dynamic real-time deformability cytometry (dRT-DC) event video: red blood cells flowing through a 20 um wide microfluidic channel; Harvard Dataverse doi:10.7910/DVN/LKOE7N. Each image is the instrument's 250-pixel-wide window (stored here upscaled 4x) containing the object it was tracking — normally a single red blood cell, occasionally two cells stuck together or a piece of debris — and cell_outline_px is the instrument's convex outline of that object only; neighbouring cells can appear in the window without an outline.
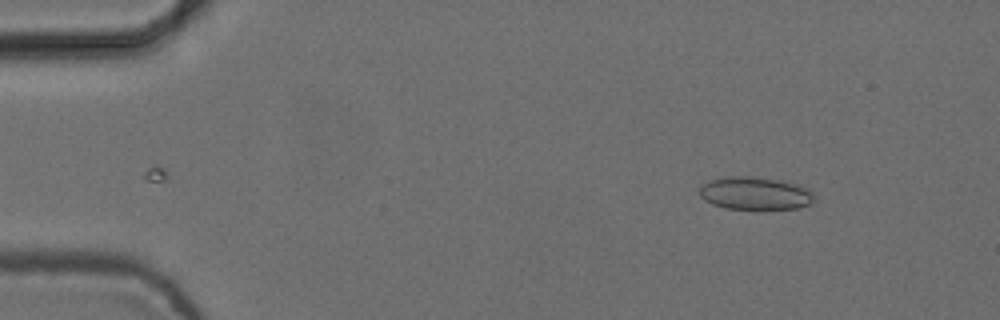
{"species": "common noctule bat (a hibernating species)", "species_latin": "Nyctalus noctula", "temperature_condition": "cold", "stored_images_in_passage": 5, "camera_frame_rate_fps": 3000, "um_per_image_px": 0.085, "animal": {"sex": "female", "body_mass_g": 24.6, "forearm_length_mm": 56.2}, "frame": {"image": 1, "passage_image": 5, "time_ms": 1.333, "image_size_px": [1000, 320], "cell_outline_px": [[816, 196], [808, 204], [796, 208], [724, 208], [712, 204], [704, 200], [700, 196], [700, 184], [724, 176], [748, 176], [784, 180], [800, 184], [812, 188], [816, 192]], "centroid_in_image_um": [64.22, 16.4], "position_along_channel_um": 20.8, "area_um2": 22.2}}